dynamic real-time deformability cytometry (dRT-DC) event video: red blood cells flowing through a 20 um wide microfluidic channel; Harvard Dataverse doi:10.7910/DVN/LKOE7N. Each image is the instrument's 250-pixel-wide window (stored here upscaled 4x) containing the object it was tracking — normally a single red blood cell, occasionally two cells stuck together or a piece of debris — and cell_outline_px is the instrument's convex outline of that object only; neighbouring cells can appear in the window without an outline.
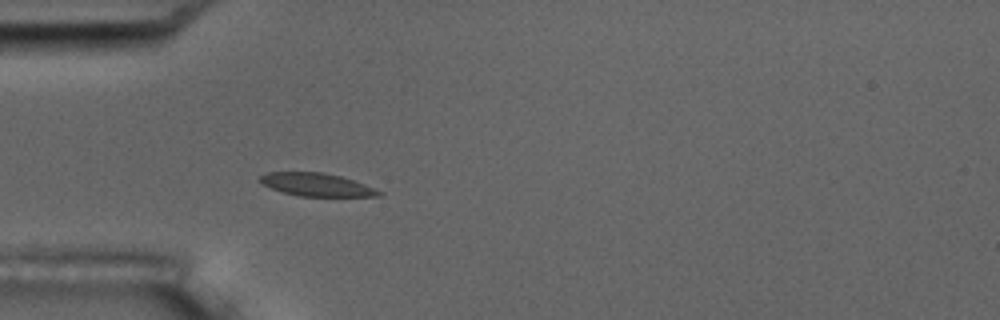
{"species": "common noctule bat (a hibernating species)", "species_latin": "Nyctalus noctula", "temperature_condition": "room temperature", "stored_images_in_passage": 1, "camera_frame_rate_fps": 3000, "um_per_image_px": 0.085, "animal": {"sex": "male", "body_mass_g": 17.5, "forearm_length_mm": 52.3}, "frame": {"image": 1, "passage_image": 1, "time_ms": 0.0, "image_size_px": [1000, 320], "cell_outline_px": [[384, 192], [380, 196], [300, 196], [284, 192], [260, 184], [256, 180], [260, 176], [268, 172], [324, 172], [340, 176], [364, 184]], "centroid_in_image_um": [26.87, 15.69], "position_along_channel_um": 58.1, "area_um2": 15.9}}